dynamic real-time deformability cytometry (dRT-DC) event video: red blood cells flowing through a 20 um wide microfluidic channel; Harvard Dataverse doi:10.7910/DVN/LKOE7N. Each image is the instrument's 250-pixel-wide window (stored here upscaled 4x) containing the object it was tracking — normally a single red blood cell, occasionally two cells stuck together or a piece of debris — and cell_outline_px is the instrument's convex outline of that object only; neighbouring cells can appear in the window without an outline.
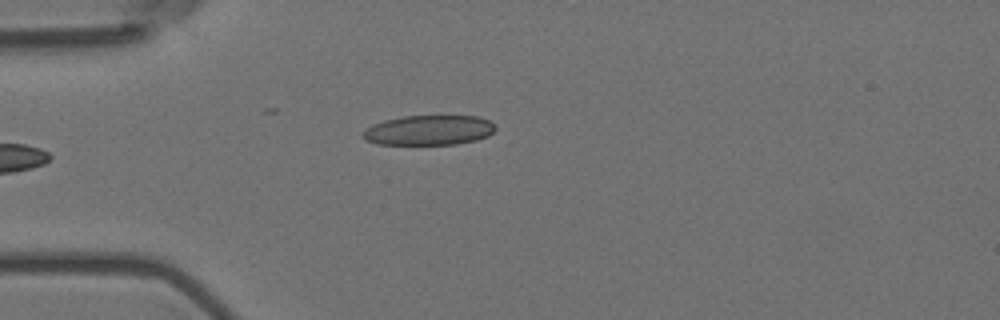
{"species": "Egyptian fruit bat (a non-hibernating species)", "species_latin": "Rousettus aegyptiacus", "temperature_condition": "room temperature", "stored_images_in_passage": 2, "camera_frame_rate_fps": 3000, "um_per_image_px": 0.085, "animal": {"sex": "female"}, "frame": {"image": 1, "passage_image": 2, "time_ms": 0.333, "image_size_px": [1000, 320], "cell_outline_px": [[496, 128], [488, 136], [476, 140], [456, 144], [376, 144], [364, 140], [360, 136], [360, 132], [372, 124], [384, 120], [404, 116], [480, 116], [496, 124]], "centroid_in_image_um": [36.42, 11.06], "position_along_channel_um": 48.6, "area_um2": 23.35}}